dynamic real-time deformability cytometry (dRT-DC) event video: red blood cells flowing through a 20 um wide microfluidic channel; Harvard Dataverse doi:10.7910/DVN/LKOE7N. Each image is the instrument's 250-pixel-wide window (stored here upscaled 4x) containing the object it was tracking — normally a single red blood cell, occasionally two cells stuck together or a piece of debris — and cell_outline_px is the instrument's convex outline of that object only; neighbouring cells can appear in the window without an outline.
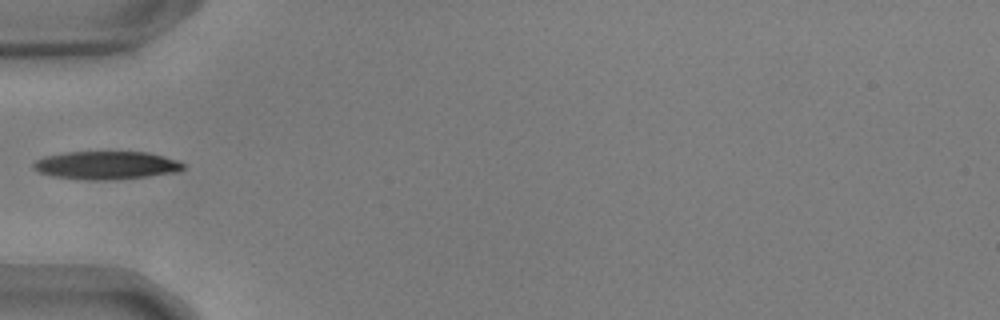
{"species": "common noctule bat (a hibernating species)", "species_latin": "Nyctalus noctula", "temperature_condition": "warm", "stored_images_in_passage": 29, "camera_frame_rate_fps": 3000, "um_per_image_px": 0.085, "animal": {"sex": "male", "body_mass_g": 17.9, "forearm_length_mm": 54.2}, "frame": {"image": 1, "passage_image": 1, "time_ms": 0.0, "image_size_px": [1000, 320], "cell_outline_px": [[184, 168], [176, 172], [148, 176], [112, 180], [88, 180], [52, 176], [40, 172], [32, 168], [32, 164], [36, 160], [44, 156], [64, 152], [148, 152], [164, 156], [176, 160], [184, 164]], "centroid_in_image_um": [9.0, 14.05], "position_along_channel_um": 76.0, "area_um2": 24.57}}
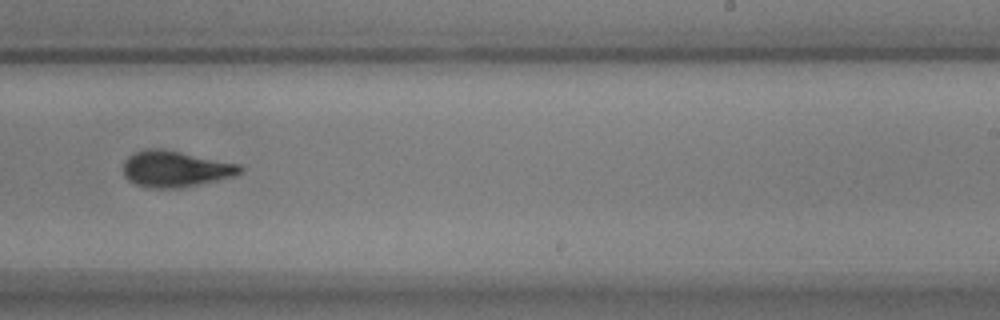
{"frame": {"image": 2, "passage_image": 17, "time_ms": 5.333, "image_size_px": [1000, 320], "cell_outline_px": [[244, 168], [236, 176], [180, 188], [152, 188], [136, 184], [128, 180], [124, 176], [124, 160], [132, 152], [148, 148], [160, 148], [240, 164]], "centroid_in_image_um": [14.89, 14.35], "position_along_channel_um": 274.1, "area_um2": 24.62}}
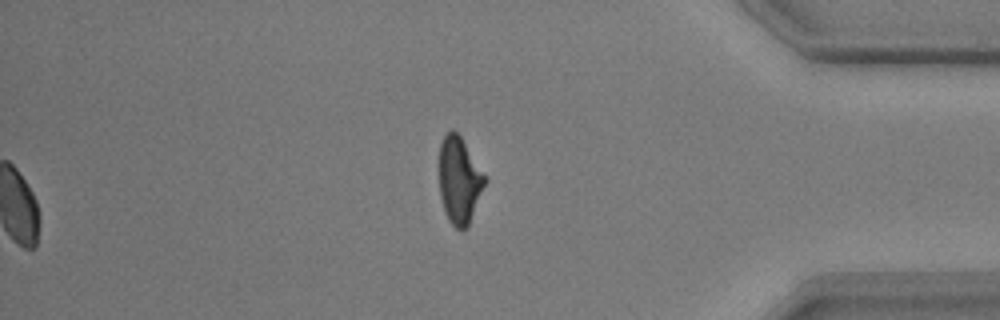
{"frame": {"image": 3, "passage_image": 29, "time_ms": 9.333, "image_size_px": [1000, 320], "cell_outline_px": [[488, 180], [468, 228], [456, 228], [448, 220], [444, 212], [440, 196], [440, 144], [444, 136], [452, 128], [460, 136]], "centroid_in_image_um": [39.06, 15.36], "position_along_channel_um": 396.1, "area_um2": 23.06}}